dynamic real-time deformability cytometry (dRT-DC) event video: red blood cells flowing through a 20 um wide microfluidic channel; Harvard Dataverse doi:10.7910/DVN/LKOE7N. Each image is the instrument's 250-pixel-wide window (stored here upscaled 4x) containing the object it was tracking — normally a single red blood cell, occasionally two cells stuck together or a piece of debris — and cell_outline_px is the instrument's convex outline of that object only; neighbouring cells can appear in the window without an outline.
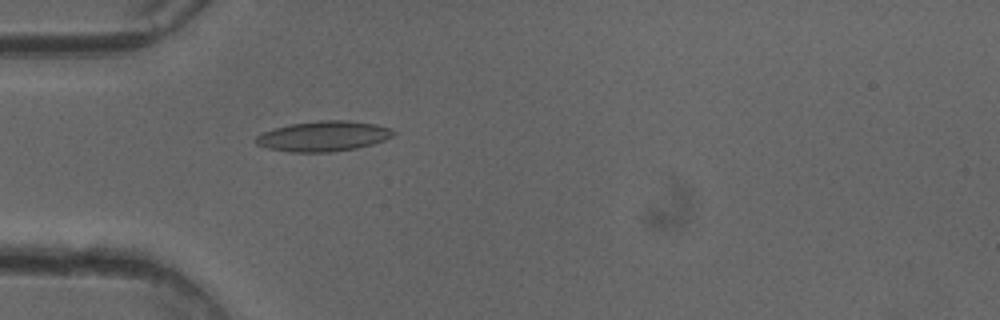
{"species": "common noctule bat (a hibernating species)", "species_latin": "Nyctalus noctula", "temperature_condition": "cold", "stored_images_in_passage": 36, "camera_frame_rate_fps": 3000, "um_per_image_px": 0.085, "animal": {"sex": "female"}, "frame": {"image": 1, "passage_image": 4, "time_ms": 1.0, "image_size_px": [1000, 320], "cell_outline_px": [[396, 132], [392, 136], [384, 140], [372, 144], [356, 148], [332, 152], [288, 152], [268, 148], [256, 144], [252, 140], [256, 136], [272, 128], [288, 124], [320, 120], [348, 120], [376, 124], [392, 128]], "centroid_in_image_um": [27.47, 11.57], "position_along_channel_um": 57.5, "area_um2": 24.51}}
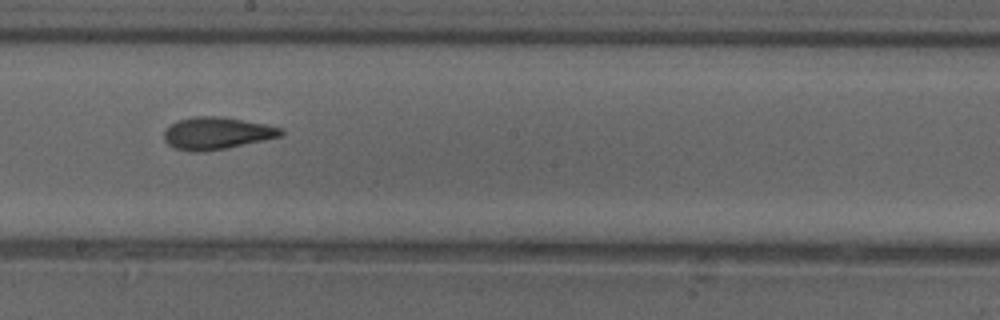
{"frame": {"image": 2, "passage_image": 17, "time_ms": 5.333, "image_size_px": [1000, 320], "cell_outline_px": [[284, 136], [228, 148], [204, 152], [192, 152], [176, 148], [168, 144], [164, 140], [164, 128], [176, 120], [196, 116], [220, 116], [244, 120], [284, 128]], "centroid_in_image_um": [18.43, 11.33], "position_along_channel_um": 229.8, "area_um2": 22.31}}
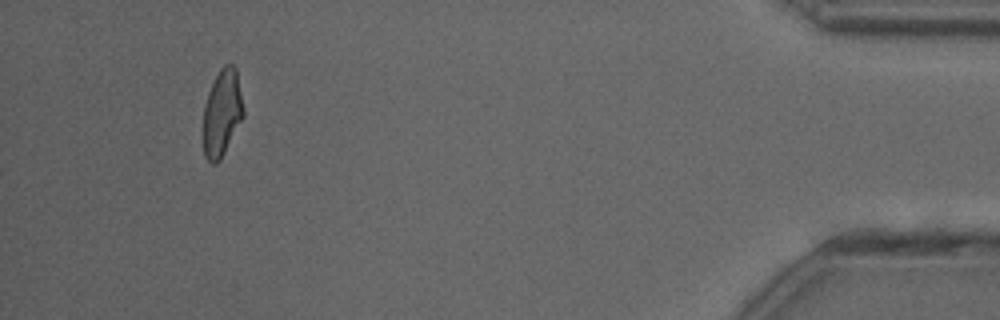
{"frame": {"image": 3, "passage_image": 36, "time_ms": 11.667, "image_size_px": [1000, 320], "cell_outline_px": [[244, 116], [220, 160], [216, 164], [212, 164], [204, 156], [204, 104], [208, 92], [220, 68], [224, 64], [232, 64], [236, 68], [244, 108]], "centroid_in_image_um": [18.88, 9.59], "position_along_channel_um": 416.3, "area_um2": 20.23}, "authors_computed_cell_mechanics": {"area_um2": 21.3282, "velocity_mm_per_s": 4.0821, "shape_relaxation_time_tau1_ms": 6.2956, "shape_relaxation_time_tau2_ms": 1.7137, "deformation_change_tau1": 0.1777, "deformation_change_tau2": 0.0748}}